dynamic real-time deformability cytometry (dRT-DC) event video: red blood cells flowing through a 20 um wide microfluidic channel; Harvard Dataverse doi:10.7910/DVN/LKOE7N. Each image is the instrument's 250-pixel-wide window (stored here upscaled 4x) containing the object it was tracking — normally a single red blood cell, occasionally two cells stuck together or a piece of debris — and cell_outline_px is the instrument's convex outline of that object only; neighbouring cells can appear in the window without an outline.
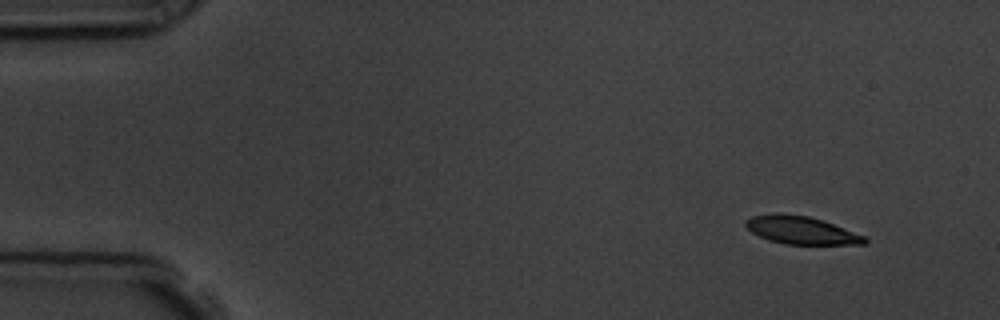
{"species": "common noctule bat (a hibernating species)", "species_latin": "Nyctalus noctula", "temperature_condition": "room temperature", "stored_images_in_passage": 4, "camera_frame_rate_fps": 3000, "um_per_image_px": 0.085, "animal": {"sex": "male", "body_mass_g": 19.5, "forearm_length_mm": 54.6}, "frame": {"image": 1, "passage_image": 1, "time_ms": 0.0, "image_size_px": [1000, 320], "cell_outline_px": [[868, 240], [864, 244], [784, 244], [760, 236], [752, 232], [744, 224], [744, 220], [752, 216], [776, 212], [808, 216], [832, 224], [864, 236]], "centroid_in_image_um": [68.05, 19.55], "position_along_channel_um": 17.0, "area_um2": 18.96}}